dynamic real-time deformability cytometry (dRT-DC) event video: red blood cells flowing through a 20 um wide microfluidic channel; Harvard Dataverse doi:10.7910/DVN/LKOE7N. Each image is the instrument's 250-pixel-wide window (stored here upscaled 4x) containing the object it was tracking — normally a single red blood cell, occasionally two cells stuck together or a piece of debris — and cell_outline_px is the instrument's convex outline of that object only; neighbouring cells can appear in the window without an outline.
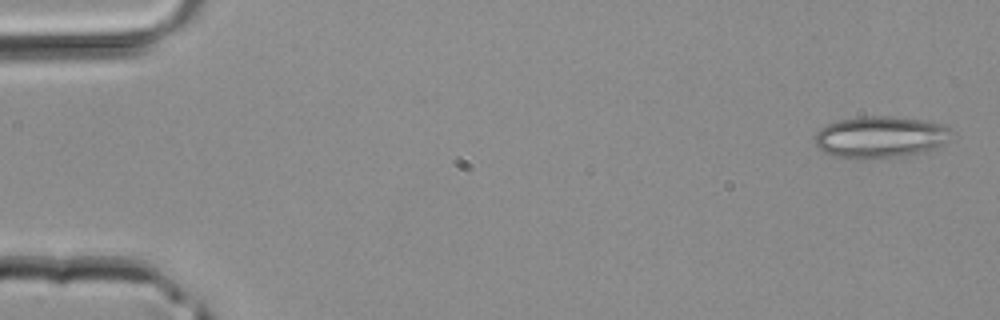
{"species": "common noctule bat (a hibernating species)", "species_latin": "Nyctalus noctula", "temperature_condition": "room temperature", "stored_images_in_passage": 40, "camera_frame_rate_fps": 3000, "um_per_image_px": 0.085, "animal": {"sex": "male", "body_mass_g": 20.4}, "frame": {"image": 1, "passage_image": 1, "time_ms": 0.0, "image_size_px": [1000, 320], "cell_outline_px": [[952, 128], [948, 140], [928, 152], [904, 156], [860, 160], [856, 160], [836, 156], [824, 152], [816, 148], [816, 132], [820, 128], [828, 124], [840, 120], [864, 116], [888, 116], [920, 120], [940, 124]], "centroid_in_image_um": [74.81, 11.68], "position_along_channel_um": 10.2, "area_um2": 33.35}}
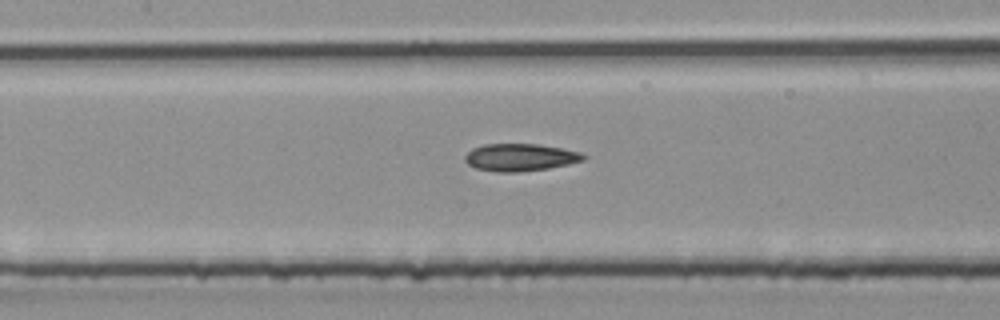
{"frame": {"image": 2, "passage_image": 19, "time_ms": 6.0, "image_size_px": [1000, 320], "cell_outline_px": [[588, 156], [584, 160], [568, 164], [548, 168], [520, 172], [496, 172], [476, 168], [468, 164], [464, 160], [464, 156], [472, 148], [484, 144], [540, 144], [584, 152]], "centroid_in_image_um": [44.25, 13.37], "position_along_channel_um": 163.2, "area_um2": 19.13}}
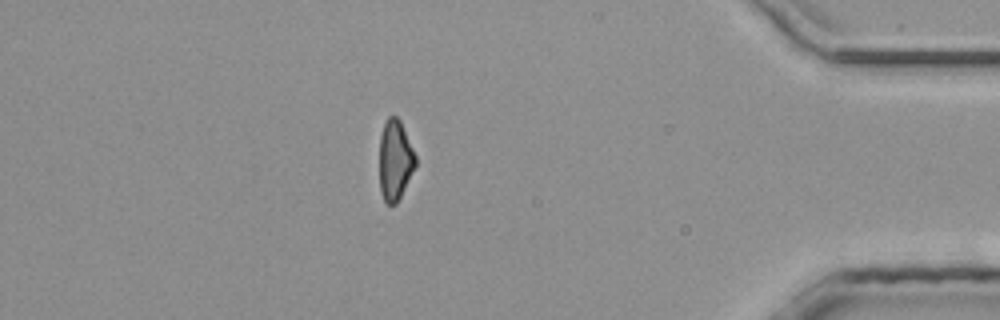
{"frame": {"image": 3, "passage_image": 36, "time_ms": 11.667, "image_size_px": [1000, 320], "cell_outline_px": [[416, 164], [396, 204], [388, 204], [384, 200], [380, 192], [380, 136], [384, 124], [388, 116], [396, 116], [400, 120], [416, 156]], "centroid_in_image_um": [33.57, 13.6], "position_along_channel_um": 401.6, "area_um2": 16.59}}